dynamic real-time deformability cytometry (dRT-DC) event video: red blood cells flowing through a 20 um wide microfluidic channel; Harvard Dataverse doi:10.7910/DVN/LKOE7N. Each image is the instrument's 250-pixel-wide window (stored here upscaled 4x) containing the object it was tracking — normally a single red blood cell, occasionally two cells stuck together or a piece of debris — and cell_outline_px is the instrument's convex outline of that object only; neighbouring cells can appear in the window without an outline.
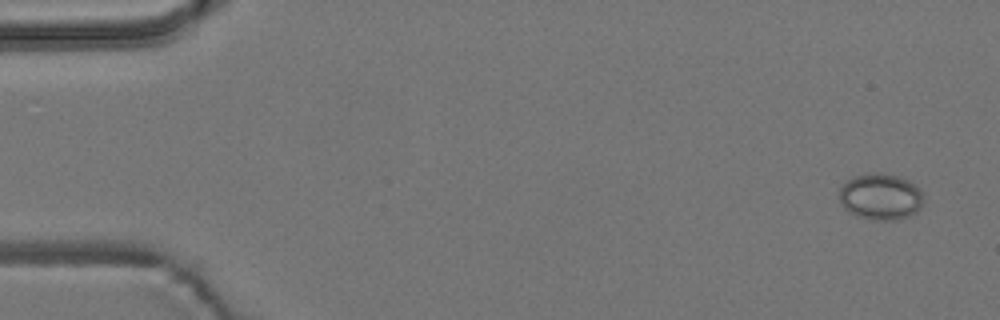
{"species": "common noctule bat (a hibernating species)", "species_latin": "Nyctalus noctula", "temperature_condition": "room temperature", "stored_images_in_passage": 4, "camera_frame_rate_fps": 3000, "um_per_image_px": 0.085, "animal": {"sex": "male", "body_mass_g": 19.2, "forearm_length_mm": 51.8}, "frame": {"image": 1, "passage_image": 1, "time_ms": 0.0, "image_size_px": [1000, 320], "cell_outline_px": [[920, 208], [916, 212], [908, 216], [896, 220], [868, 220], [856, 216], [848, 212], [844, 208], [840, 200], [840, 188], [848, 180], [856, 176], [872, 172], [880, 172], [896, 176], [908, 180], [920, 192]], "centroid_in_image_um": [74.79, 16.74], "position_along_channel_um": 10.2, "area_um2": 22.43}}